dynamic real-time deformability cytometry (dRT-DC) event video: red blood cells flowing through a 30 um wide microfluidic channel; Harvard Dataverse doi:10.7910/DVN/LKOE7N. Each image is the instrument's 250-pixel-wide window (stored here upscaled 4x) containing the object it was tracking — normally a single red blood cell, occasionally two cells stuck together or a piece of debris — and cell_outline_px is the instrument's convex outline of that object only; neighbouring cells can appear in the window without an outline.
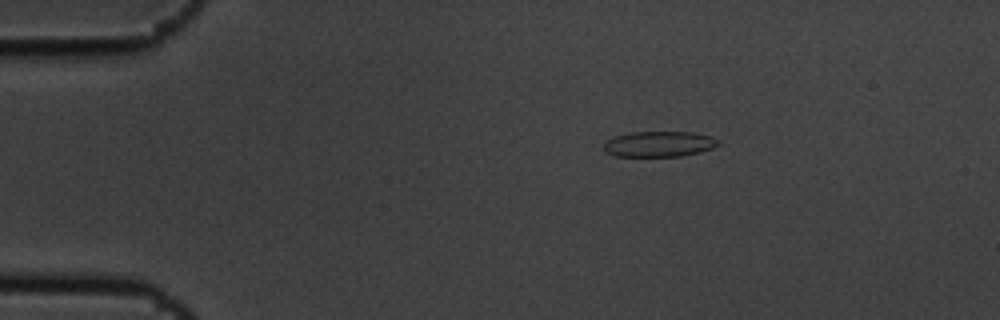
{"species": "common noctule bat (a hibernating species)", "species_latin": "Nyctalus noctula", "temperature_condition": "cold", "stored_images_in_passage": 4, "camera_frame_rate_fps": 3000, "um_per_image_px": 0.085, "animal": {"sex": "male", "body_mass_g": 19.5, "forearm_length_mm": 54.6}, "frame": {"image": 1, "passage_image": 1, "time_ms": 0.0, "image_size_px": [1000, 320], "cell_outline_px": [[720, 144], [712, 148], [700, 152], [680, 156], [616, 156], [604, 152], [604, 144], [608, 140], [616, 136], [632, 132], [692, 132], [712, 136], [720, 140]], "centroid_in_image_um": [56.06, 12.24], "position_along_channel_um": 28.9, "area_um2": 17.05}}
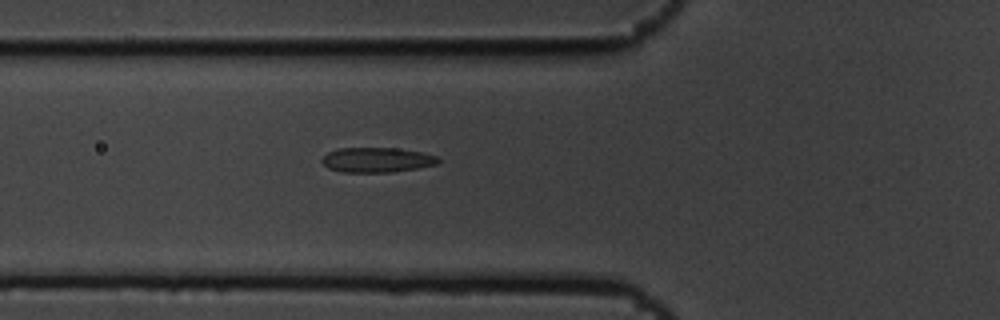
{"frame": {"image": 2, "passage_image": 4, "time_ms": 1.0, "image_size_px": [1000, 320], "cell_outline_px": [[440, 160], [436, 164], [416, 168], [392, 172], [340, 172], [328, 168], [320, 160], [328, 152], [336, 148], [396, 148], [424, 152], [436, 156]], "centroid_in_image_um": [32.01, 13.58], "position_along_channel_um": 93.8, "area_um2": 16.88}}